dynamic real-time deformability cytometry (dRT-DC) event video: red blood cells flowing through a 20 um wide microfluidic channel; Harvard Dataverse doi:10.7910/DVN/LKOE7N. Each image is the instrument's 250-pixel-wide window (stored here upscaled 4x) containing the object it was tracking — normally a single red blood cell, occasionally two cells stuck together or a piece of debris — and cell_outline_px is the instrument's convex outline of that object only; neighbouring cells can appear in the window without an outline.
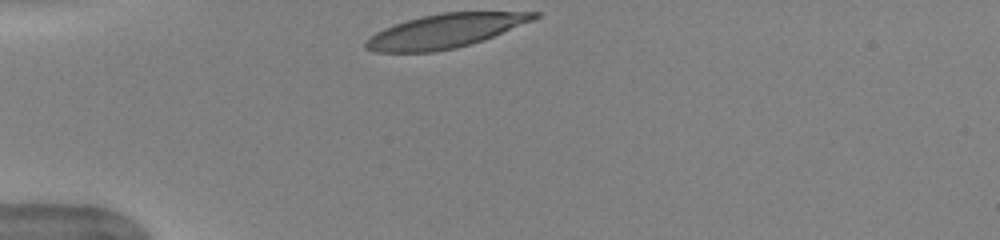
{"species": "human", "species_latin": "Homo sapiens", "temperature_condition": "warm", "stored_images_in_passage": 31, "camera_frame_rate_fps": 3000, "um_per_image_px": 0.085, "donor": {"sex": "female"}, "frame": {"image": 1, "passage_image": 1, "time_ms": 0.0, "image_size_px": [1000, 240], "cell_outline_px": [[540, 16], [532, 20], [484, 40], [456, 48], [432, 52], [376, 52], [364, 48], [364, 40], [376, 32], [392, 24], [420, 16], [444, 12], [540, 12]], "centroid_in_image_um": [37.77, 2.63], "position_along_channel_um": 47.2, "area_um2": 33.23}, "authors_computed_cell_mechanics": {"area_um2": 34.102, "velocity_mm_per_s": 3.9529, "shape_relaxation_time_tau1_ms": 3.6817, "shape_relaxation_time_tau2_ms": 0.9074, "deformation_change_tau1": 0.1921, "deformation_change_tau2": 0.0724}}